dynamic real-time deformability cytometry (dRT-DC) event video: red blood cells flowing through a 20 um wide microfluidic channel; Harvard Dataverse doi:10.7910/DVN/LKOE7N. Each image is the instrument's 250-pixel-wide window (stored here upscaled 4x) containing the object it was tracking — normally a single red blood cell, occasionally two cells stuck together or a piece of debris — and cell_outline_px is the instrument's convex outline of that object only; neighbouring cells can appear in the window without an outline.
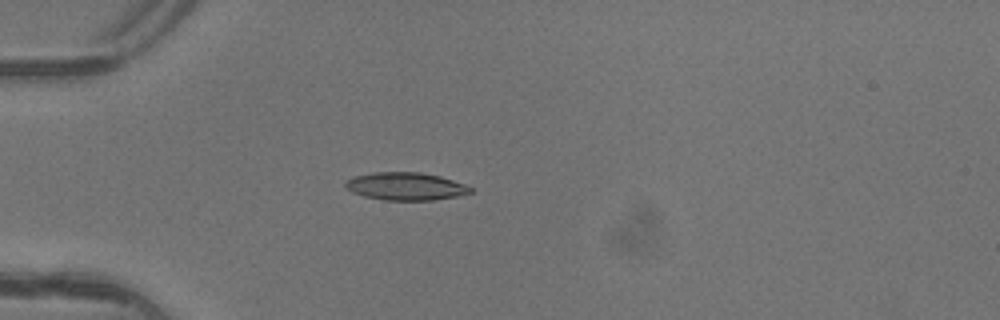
{"species": "common noctule bat (a hibernating species)", "species_latin": "Nyctalus noctula", "temperature_condition": "warm", "stored_images_in_passage": 5, "camera_frame_rate_fps": 3000, "um_per_image_px": 0.085, "animal": {"sex": "female"}, "frame": {"image": 1, "passage_image": 4, "time_ms": 1.0, "image_size_px": [1000, 320], "cell_outline_px": [[472, 192], [456, 196], [432, 200], [384, 200], [364, 196], [352, 192], [344, 184], [348, 180], [356, 176], [372, 172], [420, 172], [440, 176], [464, 184], [472, 188]], "centroid_in_image_um": [34.49, 15.83], "position_along_channel_um": 50.5, "area_um2": 20.0}}